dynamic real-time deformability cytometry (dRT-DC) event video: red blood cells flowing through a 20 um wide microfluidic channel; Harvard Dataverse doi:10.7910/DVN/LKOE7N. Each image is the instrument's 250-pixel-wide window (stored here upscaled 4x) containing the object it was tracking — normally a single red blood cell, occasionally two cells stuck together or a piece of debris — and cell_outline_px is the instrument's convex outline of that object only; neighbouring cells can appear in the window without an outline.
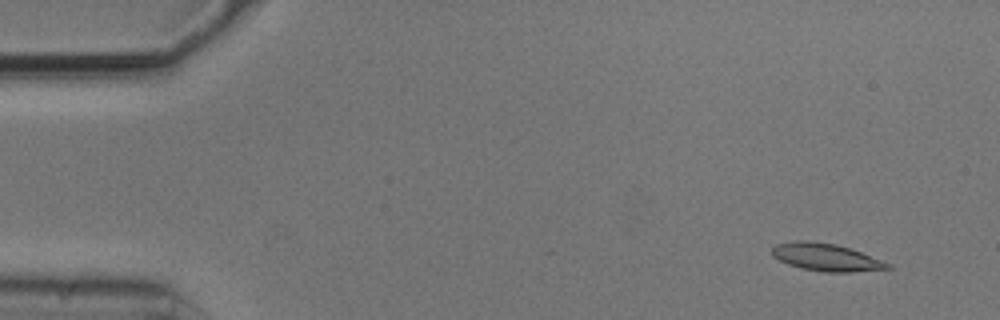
{"species": "common noctule bat (a hibernating species)", "species_latin": "Nyctalus noctula", "temperature_condition": "cold", "stored_images_in_passage": 4, "camera_frame_rate_fps": 3000, "um_per_image_px": 0.085, "animal": {"sex": "male", "body_mass_g": 20.5, "forearm_length_mm": 52.5}, "frame": {"image": 1, "passage_image": 1, "time_ms": 0.0, "image_size_px": [1000, 320], "cell_outline_px": [[892, 268], [852, 272], [824, 272], [800, 268], [788, 264], [772, 256], [772, 248], [776, 244], [796, 240], [808, 240], [836, 244], [860, 252], [892, 264]], "centroid_in_image_um": [70.2, 21.86], "position_along_channel_um": 14.8, "area_um2": 18.5}}
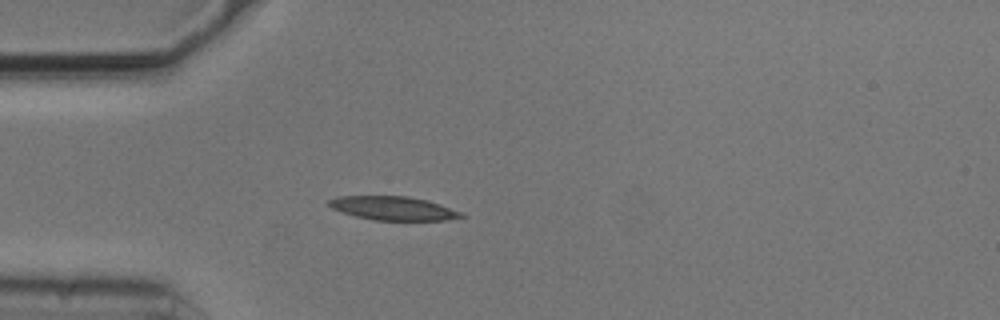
{"frame": {"image": 2, "passage_image": 4, "time_ms": 1.0, "image_size_px": [1000, 320], "cell_outline_px": [[464, 216], [448, 220], [372, 220], [356, 216], [332, 208], [328, 204], [328, 200], [336, 196], [408, 196], [428, 200], [464, 212]], "centroid_in_image_um": [33.46, 17.7], "position_along_channel_um": 51.5, "area_um2": 18.32}}